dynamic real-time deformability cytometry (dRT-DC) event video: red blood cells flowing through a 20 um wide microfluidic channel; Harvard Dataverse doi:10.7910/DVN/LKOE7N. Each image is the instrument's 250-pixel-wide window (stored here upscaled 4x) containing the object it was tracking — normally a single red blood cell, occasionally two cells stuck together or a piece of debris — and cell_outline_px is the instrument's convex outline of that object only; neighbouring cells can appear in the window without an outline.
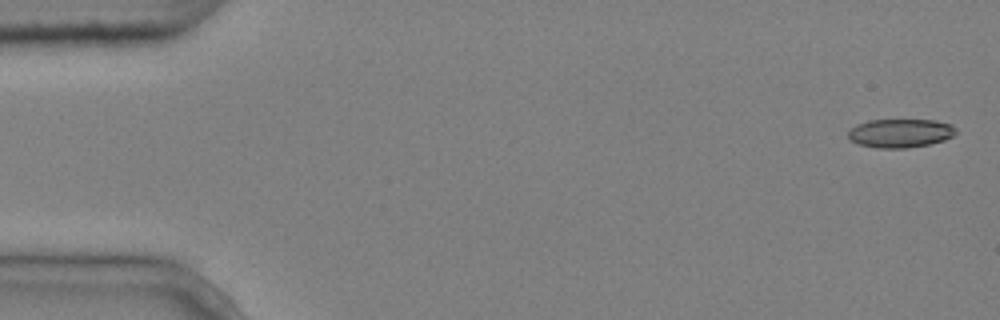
{"species": "common noctule bat (a hibernating species)", "species_latin": "Nyctalus noctula", "temperature_condition": "cold", "stored_images_in_passage": 6, "segment_of_instrument_passage": [1, 2], "camera_frame_rate_fps": 3000, "um_per_image_px": 0.085, "animal": {"sex": "male", "body_mass_g": 20.4}, "frame": {"image": 1, "passage_image": 1, "time_ms": 0.0, "image_size_px": [1000, 320], "cell_outline_px": [[956, 132], [952, 136], [944, 140], [928, 144], [908, 148], [876, 148], [856, 144], [848, 140], [848, 132], [856, 124], [868, 120], [936, 120], [952, 124], [956, 128]], "centroid_in_image_um": [76.5, 11.32], "position_along_channel_um": 8.5, "area_um2": 18.21}}
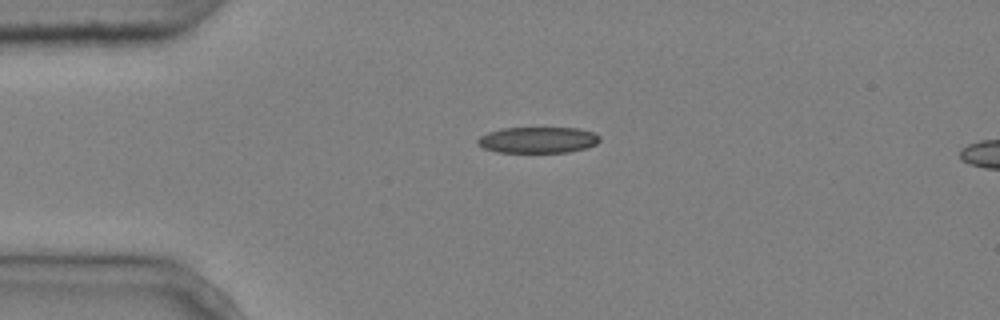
{"frame": {"image": 2, "passage_image": 4, "time_ms": 1.0, "image_size_px": [1000, 320], "cell_outline_px": [[600, 140], [596, 144], [584, 148], [568, 152], [496, 152], [484, 148], [476, 144], [476, 140], [480, 136], [488, 132], [500, 128], [576, 128], [592, 132], [600, 136]], "centroid_in_image_um": [45.67, 11.89], "position_along_channel_um": 39.3, "area_um2": 18.55}}